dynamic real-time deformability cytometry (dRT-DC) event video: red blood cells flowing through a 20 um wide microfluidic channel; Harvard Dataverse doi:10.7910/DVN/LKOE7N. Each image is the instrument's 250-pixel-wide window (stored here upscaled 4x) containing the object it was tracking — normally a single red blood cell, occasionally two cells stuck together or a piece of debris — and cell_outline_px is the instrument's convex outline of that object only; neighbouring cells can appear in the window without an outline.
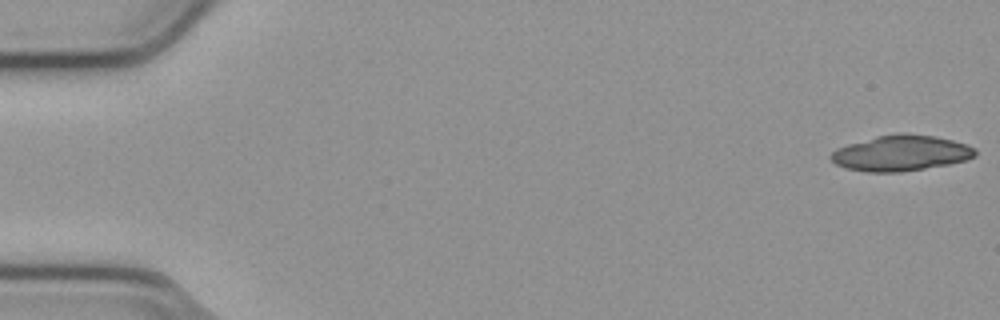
{"species": "common noctule bat (a hibernating species)", "species_latin": "Nyctalus noctula", "temperature_condition": "cold", "stored_images_in_passage": 9, "camera_frame_rate_fps": 3000, "um_per_image_px": 0.085, "animal": {"sex": "male", "body_mass_g": 23.1, "forearm_length_mm": 52.7}, "frame": {"image": 1, "passage_image": 1, "time_ms": 0.0, "image_size_px": [1000, 320], "cell_outline_px": [[976, 156], [968, 160], [948, 164], [900, 172], [868, 172], [844, 168], [836, 164], [828, 156], [836, 148], [848, 144], [876, 136], [900, 132], [904, 132], [936, 136], [968, 144], [976, 148]], "centroid_in_image_um": [76.59, 13.0], "position_along_channel_um": 8.4, "area_um2": 30.29}}